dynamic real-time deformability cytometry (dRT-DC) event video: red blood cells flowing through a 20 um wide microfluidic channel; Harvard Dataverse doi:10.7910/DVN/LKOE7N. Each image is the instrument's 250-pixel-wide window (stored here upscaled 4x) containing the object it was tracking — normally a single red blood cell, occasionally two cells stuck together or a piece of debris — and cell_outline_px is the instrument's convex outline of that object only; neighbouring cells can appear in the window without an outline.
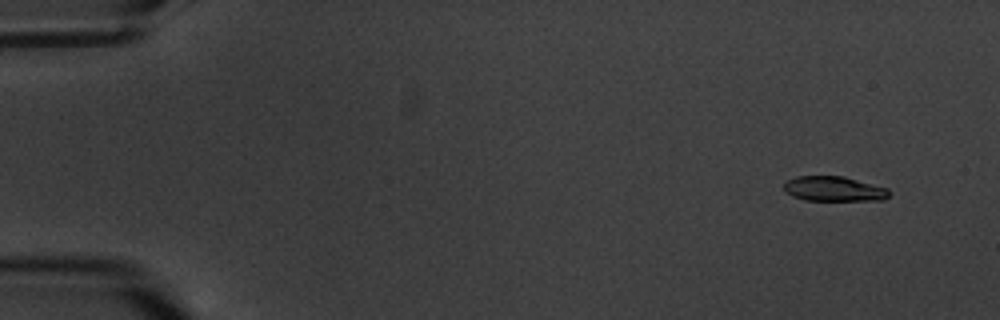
{"species": "common noctule bat (a hibernating species)", "species_latin": "Nyctalus noctula", "temperature_condition": "warm", "stored_images_in_passage": 5, "camera_frame_rate_fps": 3000, "um_per_image_px": 0.085, "animal": {"sex": "male", "body_mass_g": 20.1, "forearm_length_mm": 53.5}, "frame": {"image": 1, "passage_image": 2, "time_ms": 1.0, "image_size_px": [1000, 320], "cell_outline_px": [[888, 196], [884, 200], [804, 200], [792, 196], [784, 188], [784, 184], [788, 180], [796, 176], [844, 176], [888, 188]], "centroid_in_image_um": [70.89, 16.05], "position_along_channel_um": 14.1, "area_um2": 15.14}}
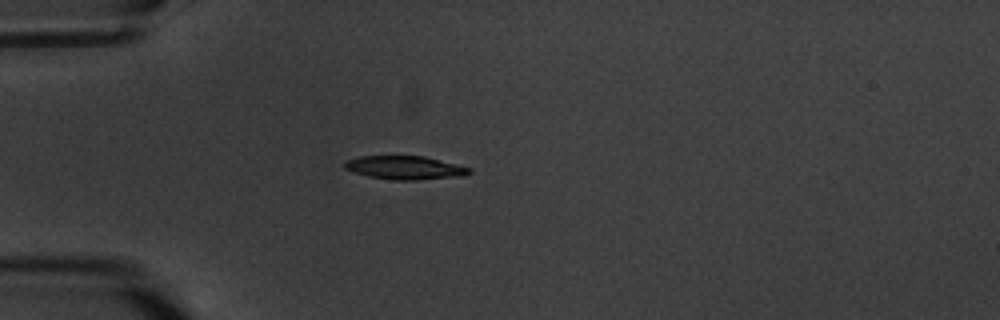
{"frame": {"image": 2, "passage_image": 5, "time_ms": 5.333, "image_size_px": [1000, 320], "cell_outline_px": [[472, 172], [464, 176], [416, 180], [396, 180], [368, 176], [344, 168], [344, 164], [348, 160], [360, 156], [424, 156], [472, 168]], "centroid_in_image_um": [34.48, 14.25], "position_along_channel_um": 50.5, "area_um2": 16.94}}